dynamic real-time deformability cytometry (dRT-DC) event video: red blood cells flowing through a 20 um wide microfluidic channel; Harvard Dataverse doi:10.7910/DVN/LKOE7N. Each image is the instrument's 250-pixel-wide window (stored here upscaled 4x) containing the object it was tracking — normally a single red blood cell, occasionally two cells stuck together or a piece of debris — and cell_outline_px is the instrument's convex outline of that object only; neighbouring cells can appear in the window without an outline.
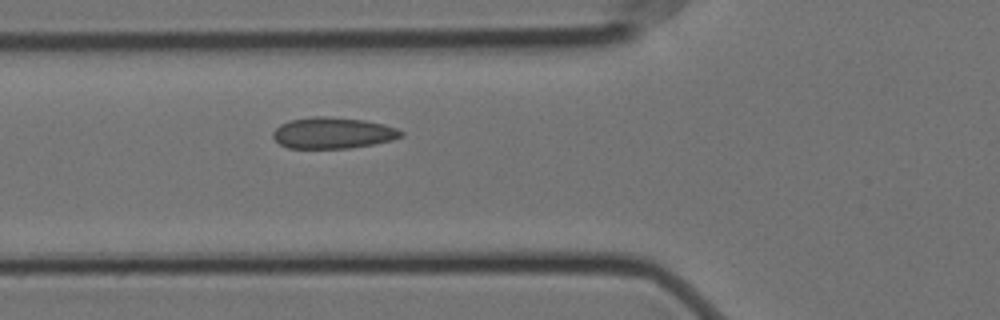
{"species": "Egyptian fruit bat (a non-hibernating species)", "species_latin": "Rousettus aegyptiacus", "temperature_condition": "cold", "stored_images_in_passage": 5, "camera_frame_rate_fps": 3000, "um_per_image_px": 0.085, "animal": {"sex": "female"}, "frame": {"image": 1, "passage_image": 5, "time_ms": 1.333, "image_size_px": [1000, 320], "cell_outline_px": [[404, 136], [392, 140], [372, 144], [348, 148], [288, 148], [280, 144], [272, 136], [272, 132], [280, 124], [288, 120], [312, 116], [328, 116], [364, 120], [384, 124], [396, 128], [404, 132]], "centroid_in_image_um": [28.28, 11.29], "position_along_channel_um": 97.5, "area_um2": 23.41}}